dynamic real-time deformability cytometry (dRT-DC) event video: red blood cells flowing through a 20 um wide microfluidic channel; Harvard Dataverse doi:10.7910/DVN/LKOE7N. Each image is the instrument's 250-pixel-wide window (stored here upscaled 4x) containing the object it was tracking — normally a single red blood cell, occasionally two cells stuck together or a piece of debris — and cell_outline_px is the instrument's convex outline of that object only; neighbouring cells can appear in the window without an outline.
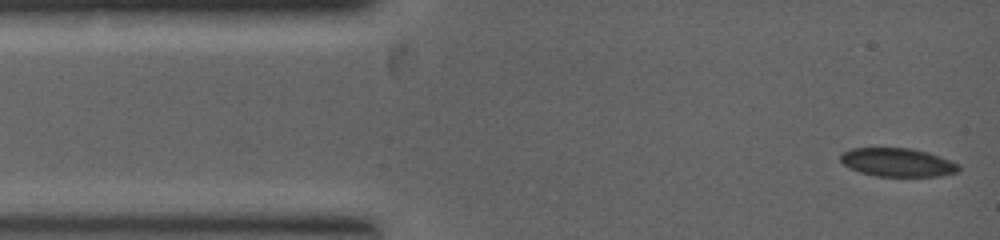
{"species": "common noctule bat (a hibernating species)", "species_latin": "Nyctalus noctula", "temperature_condition": "warm", "stored_images_in_passage": 3, "camera_frame_rate_fps": 5000, "um_per_image_px": 0.085, "animal": {"sex": "female", "body_mass_g": 19.0, "forearm_length_mm": 53.3}, "frame": {"image": 1, "passage_image": 1, "time_ms": 0.0, "image_size_px": [1000, 240], "cell_outline_px": [[960, 172], [940, 176], [876, 176], [860, 172], [848, 168], [840, 160], [840, 152], [852, 148], [912, 148], [928, 152], [952, 160], [960, 164]], "centroid_in_image_um": [76.32, 13.8], "position_along_channel_um": 8.7, "area_um2": 19.94}}
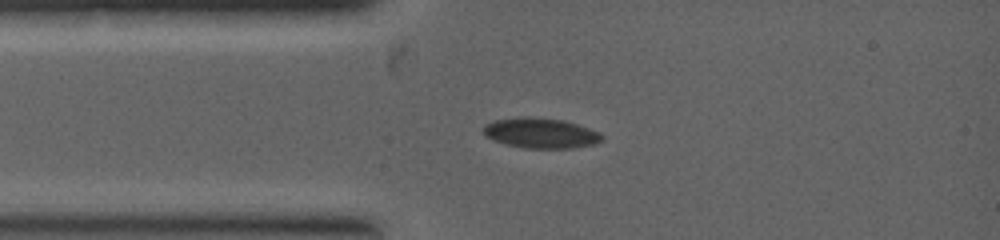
{"frame": {"image": 2, "passage_image": 3, "time_ms": 1.4, "image_size_px": [1000, 240], "cell_outline_px": [[604, 140], [596, 144], [572, 148], [524, 148], [508, 144], [484, 136], [484, 124], [496, 120], [520, 116], [532, 116], [564, 120], [600, 132], [604, 136]], "centroid_in_image_um": [46.0, 11.3], "position_along_channel_um": 39.0, "area_um2": 20.98}}